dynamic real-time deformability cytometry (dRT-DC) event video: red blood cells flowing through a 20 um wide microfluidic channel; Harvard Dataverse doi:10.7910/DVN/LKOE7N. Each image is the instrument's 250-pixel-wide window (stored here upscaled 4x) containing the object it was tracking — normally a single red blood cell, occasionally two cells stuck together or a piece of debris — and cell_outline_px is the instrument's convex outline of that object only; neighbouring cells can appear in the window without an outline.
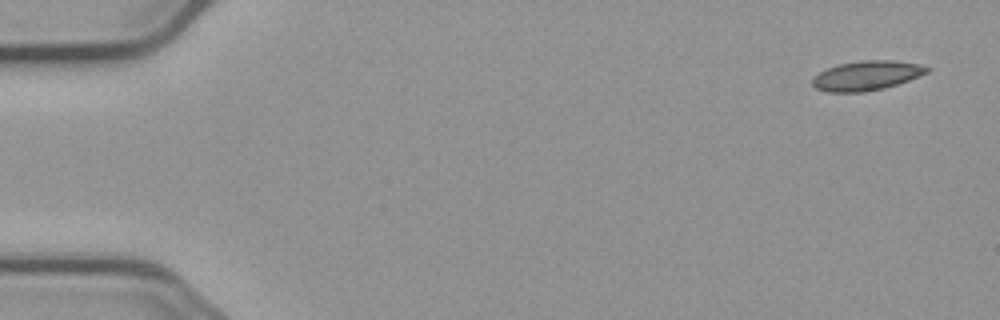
{"species": "common noctule bat (a hibernating species)", "species_latin": "Nyctalus noctula", "temperature_condition": "cold", "stored_images_in_passage": 3, "camera_frame_rate_fps": 3000, "um_per_image_px": 0.085, "animal": {"sex": "male", "body_mass_g": 23.1, "forearm_length_mm": 52.7}, "frame": {"image": 1, "passage_image": 1, "time_ms": 0.0, "image_size_px": [1000, 320], "cell_outline_px": [[932, 68], [928, 72], [908, 80], [884, 88], [864, 92], [828, 92], [816, 88], [812, 84], [812, 76], [828, 68], [840, 64], [864, 60], [892, 60], [920, 64]], "centroid_in_image_um": [73.66, 6.42], "position_along_channel_um": 11.3, "area_um2": 19.59}}